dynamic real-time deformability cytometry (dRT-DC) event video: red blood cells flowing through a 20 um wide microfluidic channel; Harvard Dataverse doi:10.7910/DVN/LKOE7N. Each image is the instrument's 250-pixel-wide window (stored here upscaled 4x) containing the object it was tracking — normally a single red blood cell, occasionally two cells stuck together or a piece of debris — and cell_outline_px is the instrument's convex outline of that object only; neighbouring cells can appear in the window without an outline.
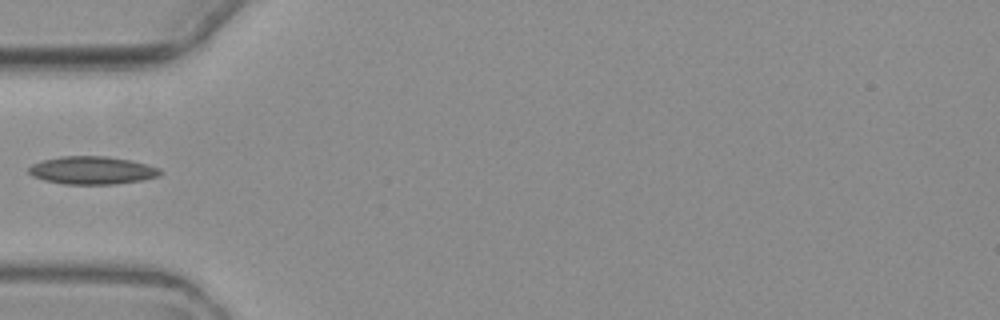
{"species": "common noctule bat (a hibernating species)", "species_latin": "Nyctalus noctula", "temperature_condition": "warm", "stored_images_in_passage": 5, "camera_frame_rate_fps": 3000, "um_per_image_px": 0.085, "animal": {"sex": "female", "body_mass_g": 19.3, "forearm_length_mm": 54.1}, "frame": {"image": 1, "passage_image": 5, "time_ms": 6.0, "image_size_px": [1000, 320], "cell_outline_px": [[164, 172], [160, 176], [140, 180], [116, 184], [64, 184], [44, 180], [32, 176], [28, 172], [28, 168], [32, 164], [44, 160], [60, 156], [104, 156], [128, 160], [160, 168]], "centroid_in_image_um": [7.82, 14.48], "position_along_channel_um": 77.2, "area_um2": 21.27}}